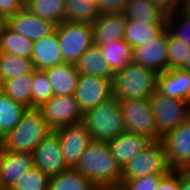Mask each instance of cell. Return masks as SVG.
Returning a JSON list of instances; mask_svg holds the SVG:
<instances>
[{"label":"cell","mask_w":190,"mask_h":190,"mask_svg":"<svg viewBox=\"0 0 190 190\" xmlns=\"http://www.w3.org/2000/svg\"><path fill=\"white\" fill-rule=\"evenodd\" d=\"M73 169L96 186L122 180V168L112 155L107 142L92 141Z\"/></svg>","instance_id":"1"},{"label":"cell","mask_w":190,"mask_h":190,"mask_svg":"<svg viewBox=\"0 0 190 190\" xmlns=\"http://www.w3.org/2000/svg\"><path fill=\"white\" fill-rule=\"evenodd\" d=\"M52 131L37 108L28 109L13 130L1 139V147L32 154Z\"/></svg>","instance_id":"2"},{"label":"cell","mask_w":190,"mask_h":190,"mask_svg":"<svg viewBox=\"0 0 190 190\" xmlns=\"http://www.w3.org/2000/svg\"><path fill=\"white\" fill-rule=\"evenodd\" d=\"M157 73L145 66L128 63L112 80V93L118 100L149 99L156 91Z\"/></svg>","instance_id":"3"},{"label":"cell","mask_w":190,"mask_h":190,"mask_svg":"<svg viewBox=\"0 0 190 190\" xmlns=\"http://www.w3.org/2000/svg\"><path fill=\"white\" fill-rule=\"evenodd\" d=\"M82 123L93 141L108 142L126 132L120 102L115 96L83 114Z\"/></svg>","instance_id":"4"},{"label":"cell","mask_w":190,"mask_h":190,"mask_svg":"<svg viewBox=\"0 0 190 190\" xmlns=\"http://www.w3.org/2000/svg\"><path fill=\"white\" fill-rule=\"evenodd\" d=\"M149 103L155 116L158 141L190 117L189 101L171 99L155 91Z\"/></svg>","instance_id":"5"},{"label":"cell","mask_w":190,"mask_h":190,"mask_svg":"<svg viewBox=\"0 0 190 190\" xmlns=\"http://www.w3.org/2000/svg\"><path fill=\"white\" fill-rule=\"evenodd\" d=\"M65 63L76 64L93 43L92 24L64 21L56 27Z\"/></svg>","instance_id":"6"},{"label":"cell","mask_w":190,"mask_h":190,"mask_svg":"<svg viewBox=\"0 0 190 190\" xmlns=\"http://www.w3.org/2000/svg\"><path fill=\"white\" fill-rule=\"evenodd\" d=\"M170 168L166 150L161 140L148 147L122 168V180L143 178L151 174H167Z\"/></svg>","instance_id":"7"},{"label":"cell","mask_w":190,"mask_h":190,"mask_svg":"<svg viewBox=\"0 0 190 190\" xmlns=\"http://www.w3.org/2000/svg\"><path fill=\"white\" fill-rule=\"evenodd\" d=\"M125 131L144 136L152 142L158 141L155 116L149 99L119 100Z\"/></svg>","instance_id":"8"},{"label":"cell","mask_w":190,"mask_h":190,"mask_svg":"<svg viewBox=\"0 0 190 190\" xmlns=\"http://www.w3.org/2000/svg\"><path fill=\"white\" fill-rule=\"evenodd\" d=\"M37 109L54 131L83 121V113L74 95L53 96L48 101L43 102Z\"/></svg>","instance_id":"9"},{"label":"cell","mask_w":190,"mask_h":190,"mask_svg":"<svg viewBox=\"0 0 190 190\" xmlns=\"http://www.w3.org/2000/svg\"><path fill=\"white\" fill-rule=\"evenodd\" d=\"M169 31L165 27L147 43L133 47V63L154 70L157 74L168 70Z\"/></svg>","instance_id":"10"},{"label":"cell","mask_w":190,"mask_h":190,"mask_svg":"<svg viewBox=\"0 0 190 190\" xmlns=\"http://www.w3.org/2000/svg\"><path fill=\"white\" fill-rule=\"evenodd\" d=\"M112 96V81L110 79L80 74L74 97L83 114Z\"/></svg>","instance_id":"11"},{"label":"cell","mask_w":190,"mask_h":190,"mask_svg":"<svg viewBox=\"0 0 190 190\" xmlns=\"http://www.w3.org/2000/svg\"><path fill=\"white\" fill-rule=\"evenodd\" d=\"M166 158L172 170L190 167V117L176 129L162 137Z\"/></svg>","instance_id":"12"},{"label":"cell","mask_w":190,"mask_h":190,"mask_svg":"<svg viewBox=\"0 0 190 190\" xmlns=\"http://www.w3.org/2000/svg\"><path fill=\"white\" fill-rule=\"evenodd\" d=\"M59 136L60 149L69 169H73L88 145L93 141L92 134L81 122L55 130Z\"/></svg>","instance_id":"13"},{"label":"cell","mask_w":190,"mask_h":190,"mask_svg":"<svg viewBox=\"0 0 190 190\" xmlns=\"http://www.w3.org/2000/svg\"><path fill=\"white\" fill-rule=\"evenodd\" d=\"M32 155L33 166L39 168L50 178L69 169L60 149L59 136L54 130L42 140Z\"/></svg>","instance_id":"14"},{"label":"cell","mask_w":190,"mask_h":190,"mask_svg":"<svg viewBox=\"0 0 190 190\" xmlns=\"http://www.w3.org/2000/svg\"><path fill=\"white\" fill-rule=\"evenodd\" d=\"M6 25L14 32L35 42L55 32L57 25L35 16L25 6L7 18Z\"/></svg>","instance_id":"15"},{"label":"cell","mask_w":190,"mask_h":190,"mask_svg":"<svg viewBox=\"0 0 190 190\" xmlns=\"http://www.w3.org/2000/svg\"><path fill=\"white\" fill-rule=\"evenodd\" d=\"M33 155L24 152L0 150V190H9L33 168Z\"/></svg>","instance_id":"16"},{"label":"cell","mask_w":190,"mask_h":190,"mask_svg":"<svg viewBox=\"0 0 190 190\" xmlns=\"http://www.w3.org/2000/svg\"><path fill=\"white\" fill-rule=\"evenodd\" d=\"M156 91L168 98L190 102V72L168 69L157 75Z\"/></svg>","instance_id":"17"},{"label":"cell","mask_w":190,"mask_h":190,"mask_svg":"<svg viewBox=\"0 0 190 190\" xmlns=\"http://www.w3.org/2000/svg\"><path fill=\"white\" fill-rule=\"evenodd\" d=\"M127 18L124 14H99L92 23L93 43L95 45H110L124 39Z\"/></svg>","instance_id":"18"},{"label":"cell","mask_w":190,"mask_h":190,"mask_svg":"<svg viewBox=\"0 0 190 190\" xmlns=\"http://www.w3.org/2000/svg\"><path fill=\"white\" fill-rule=\"evenodd\" d=\"M151 142L144 136L125 132L107 143L117 163L123 168L129 161L144 151Z\"/></svg>","instance_id":"19"},{"label":"cell","mask_w":190,"mask_h":190,"mask_svg":"<svg viewBox=\"0 0 190 190\" xmlns=\"http://www.w3.org/2000/svg\"><path fill=\"white\" fill-rule=\"evenodd\" d=\"M31 60L35 70H45L64 63L56 31L33 43Z\"/></svg>","instance_id":"20"},{"label":"cell","mask_w":190,"mask_h":190,"mask_svg":"<svg viewBox=\"0 0 190 190\" xmlns=\"http://www.w3.org/2000/svg\"><path fill=\"white\" fill-rule=\"evenodd\" d=\"M43 71L51 83L54 96L74 95L80 76L74 64L64 62Z\"/></svg>","instance_id":"21"},{"label":"cell","mask_w":190,"mask_h":190,"mask_svg":"<svg viewBox=\"0 0 190 190\" xmlns=\"http://www.w3.org/2000/svg\"><path fill=\"white\" fill-rule=\"evenodd\" d=\"M79 74L93 75L113 80L115 72L103 59L100 47L93 44L75 64Z\"/></svg>","instance_id":"22"},{"label":"cell","mask_w":190,"mask_h":190,"mask_svg":"<svg viewBox=\"0 0 190 190\" xmlns=\"http://www.w3.org/2000/svg\"><path fill=\"white\" fill-rule=\"evenodd\" d=\"M166 22H147L127 19L124 40L132 47L147 43L156 37L164 28Z\"/></svg>","instance_id":"23"},{"label":"cell","mask_w":190,"mask_h":190,"mask_svg":"<svg viewBox=\"0 0 190 190\" xmlns=\"http://www.w3.org/2000/svg\"><path fill=\"white\" fill-rule=\"evenodd\" d=\"M33 73L9 79L0 84V90L15 102L32 109Z\"/></svg>","instance_id":"24"},{"label":"cell","mask_w":190,"mask_h":190,"mask_svg":"<svg viewBox=\"0 0 190 190\" xmlns=\"http://www.w3.org/2000/svg\"><path fill=\"white\" fill-rule=\"evenodd\" d=\"M27 110L0 90V140L13 130Z\"/></svg>","instance_id":"25"},{"label":"cell","mask_w":190,"mask_h":190,"mask_svg":"<svg viewBox=\"0 0 190 190\" xmlns=\"http://www.w3.org/2000/svg\"><path fill=\"white\" fill-rule=\"evenodd\" d=\"M103 59L110 65L116 73L124 69L133 60V47L124 39L117 40L110 45H98Z\"/></svg>","instance_id":"26"},{"label":"cell","mask_w":190,"mask_h":190,"mask_svg":"<svg viewBox=\"0 0 190 190\" xmlns=\"http://www.w3.org/2000/svg\"><path fill=\"white\" fill-rule=\"evenodd\" d=\"M34 71L35 68L31 59L12 53L0 52V84Z\"/></svg>","instance_id":"27"},{"label":"cell","mask_w":190,"mask_h":190,"mask_svg":"<svg viewBox=\"0 0 190 190\" xmlns=\"http://www.w3.org/2000/svg\"><path fill=\"white\" fill-rule=\"evenodd\" d=\"M123 14L127 19L139 22H166V14L151 0H128Z\"/></svg>","instance_id":"28"},{"label":"cell","mask_w":190,"mask_h":190,"mask_svg":"<svg viewBox=\"0 0 190 190\" xmlns=\"http://www.w3.org/2000/svg\"><path fill=\"white\" fill-rule=\"evenodd\" d=\"M65 20L92 24L99 16L95 0H65Z\"/></svg>","instance_id":"29"},{"label":"cell","mask_w":190,"mask_h":190,"mask_svg":"<svg viewBox=\"0 0 190 190\" xmlns=\"http://www.w3.org/2000/svg\"><path fill=\"white\" fill-rule=\"evenodd\" d=\"M33 41L14 32L7 25L0 31V52L31 59Z\"/></svg>","instance_id":"30"},{"label":"cell","mask_w":190,"mask_h":190,"mask_svg":"<svg viewBox=\"0 0 190 190\" xmlns=\"http://www.w3.org/2000/svg\"><path fill=\"white\" fill-rule=\"evenodd\" d=\"M48 190H96V185L75 169L49 179Z\"/></svg>","instance_id":"31"},{"label":"cell","mask_w":190,"mask_h":190,"mask_svg":"<svg viewBox=\"0 0 190 190\" xmlns=\"http://www.w3.org/2000/svg\"><path fill=\"white\" fill-rule=\"evenodd\" d=\"M25 7L35 16L56 25L65 21V0H30Z\"/></svg>","instance_id":"32"},{"label":"cell","mask_w":190,"mask_h":190,"mask_svg":"<svg viewBox=\"0 0 190 190\" xmlns=\"http://www.w3.org/2000/svg\"><path fill=\"white\" fill-rule=\"evenodd\" d=\"M166 27L169 33L177 39L183 40L190 46V16L180 9L166 15Z\"/></svg>","instance_id":"33"},{"label":"cell","mask_w":190,"mask_h":190,"mask_svg":"<svg viewBox=\"0 0 190 190\" xmlns=\"http://www.w3.org/2000/svg\"><path fill=\"white\" fill-rule=\"evenodd\" d=\"M31 94L32 108L39 107L43 102L48 101L54 96L51 83L43 70H35L33 72Z\"/></svg>","instance_id":"34"},{"label":"cell","mask_w":190,"mask_h":190,"mask_svg":"<svg viewBox=\"0 0 190 190\" xmlns=\"http://www.w3.org/2000/svg\"><path fill=\"white\" fill-rule=\"evenodd\" d=\"M50 177L39 168L26 172L9 190H48Z\"/></svg>","instance_id":"35"},{"label":"cell","mask_w":190,"mask_h":190,"mask_svg":"<svg viewBox=\"0 0 190 190\" xmlns=\"http://www.w3.org/2000/svg\"><path fill=\"white\" fill-rule=\"evenodd\" d=\"M190 53V46L187 45L183 40L174 38L169 33L168 41V69L181 68Z\"/></svg>","instance_id":"36"},{"label":"cell","mask_w":190,"mask_h":190,"mask_svg":"<svg viewBox=\"0 0 190 190\" xmlns=\"http://www.w3.org/2000/svg\"><path fill=\"white\" fill-rule=\"evenodd\" d=\"M166 174H151L139 179L121 180L127 190H156Z\"/></svg>","instance_id":"37"},{"label":"cell","mask_w":190,"mask_h":190,"mask_svg":"<svg viewBox=\"0 0 190 190\" xmlns=\"http://www.w3.org/2000/svg\"><path fill=\"white\" fill-rule=\"evenodd\" d=\"M128 0H95L99 14H122Z\"/></svg>","instance_id":"38"},{"label":"cell","mask_w":190,"mask_h":190,"mask_svg":"<svg viewBox=\"0 0 190 190\" xmlns=\"http://www.w3.org/2000/svg\"><path fill=\"white\" fill-rule=\"evenodd\" d=\"M156 190H180V170H171L160 182Z\"/></svg>","instance_id":"39"},{"label":"cell","mask_w":190,"mask_h":190,"mask_svg":"<svg viewBox=\"0 0 190 190\" xmlns=\"http://www.w3.org/2000/svg\"><path fill=\"white\" fill-rule=\"evenodd\" d=\"M24 6L23 0H0V13L7 19Z\"/></svg>","instance_id":"40"},{"label":"cell","mask_w":190,"mask_h":190,"mask_svg":"<svg viewBox=\"0 0 190 190\" xmlns=\"http://www.w3.org/2000/svg\"><path fill=\"white\" fill-rule=\"evenodd\" d=\"M164 14L168 15L181 8V0H151Z\"/></svg>","instance_id":"41"},{"label":"cell","mask_w":190,"mask_h":190,"mask_svg":"<svg viewBox=\"0 0 190 190\" xmlns=\"http://www.w3.org/2000/svg\"><path fill=\"white\" fill-rule=\"evenodd\" d=\"M180 190H190V172L180 170Z\"/></svg>","instance_id":"42"},{"label":"cell","mask_w":190,"mask_h":190,"mask_svg":"<svg viewBox=\"0 0 190 190\" xmlns=\"http://www.w3.org/2000/svg\"><path fill=\"white\" fill-rule=\"evenodd\" d=\"M96 190H127L122 182L101 184L96 186Z\"/></svg>","instance_id":"43"},{"label":"cell","mask_w":190,"mask_h":190,"mask_svg":"<svg viewBox=\"0 0 190 190\" xmlns=\"http://www.w3.org/2000/svg\"><path fill=\"white\" fill-rule=\"evenodd\" d=\"M180 10L190 16V0H181Z\"/></svg>","instance_id":"44"},{"label":"cell","mask_w":190,"mask_h":190,"mask_svg":"<svg viewBox=\"0 0 190 190\" xmlns=\"http://www.w3.org/2000/svg\"><path fill=\"white\" fill-rule=\"evenodd\" d=\"M7 19L0 13V31L6 26Z\"/></svg>","instance_id":"45"},{"label":"cell","mask_w":190,"mask_h":190,"mask_svg":"<svg viewBox=\"0 0 190 190\" xmlns=\"http://www.w3.org/2000/svg\"><path fill=\"white\" fill-rule=\"evenodd\" d=\"M181 68L190 72V53L188 56V60H186V62L184 63V65Z\"/></svg>","instance_id":"46"},{"label":"cell","mask_w":190,"mask_h":190,"mask_svg":"<svg viewBox=\"0 0 190 190\" xmlns=\"http://www.w3.org/2000/svg\"><path fill=\"white\" fill-rule=\"evenodd\" d=\"M30 0H23V4L26 5Z\"/></svg>","instance_id":"47"}]
</instances>
